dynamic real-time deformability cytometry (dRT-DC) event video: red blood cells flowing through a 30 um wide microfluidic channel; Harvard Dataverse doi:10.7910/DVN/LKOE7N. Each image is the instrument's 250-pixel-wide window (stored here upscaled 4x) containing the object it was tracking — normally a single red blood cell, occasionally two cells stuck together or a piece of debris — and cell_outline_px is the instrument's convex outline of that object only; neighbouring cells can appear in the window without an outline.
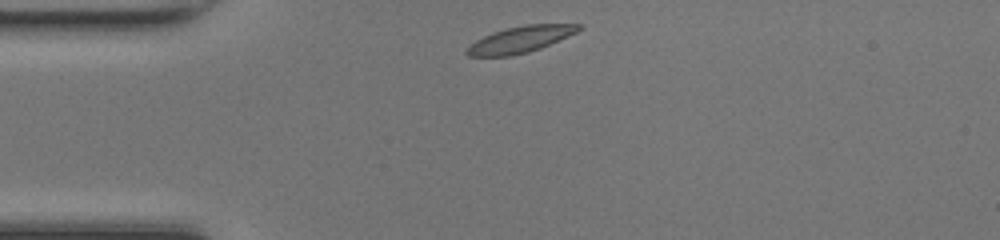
{"species": "common noctule bat (a hibernating species)", "species_latin": "Nyctalus noctula", "temperature_condition": "room temperature", "stored_images_in_passage": 32, "camera_frame_rate_fps": 3000, "um_per_image_px": 0.085, "animal": {"sex": "female", "body_mass_g": 17.0, "forearm_length_mm": 48.0}, "frame": {"image": 1, "passage_image": 1, "time_ms": 0.0, "image_size_px": [1000, 240], "cell_outline_px": [[584, 28], [576, 32], [540, 48], [528, 52], [512, 56], [468, 56], [464, 52], [476, 40], [492, 32], [504, 28], [524, 24], [580, 24]], "centroid_in_image_um": [44.22, 3.34], "position_along_channel_um": 40.8, "area_um2": 17.11}}
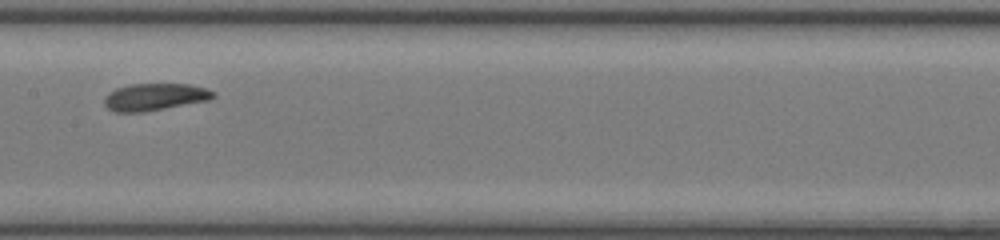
{"frame": {"image": 2, "passage_image": 14, "time_ms": 4.333, "image_size_px": [1000, 240], "cell_outline_px": [[216, 96], [208, 100], [144, 112], [116, 112], [108, 108], [104, 104], [104, 96], [108, 92], [116, 88], [132, 84], [188, 84], [204, 88], [216, 92]], "centroid_in_image_um": [13.13, 8.24], "position_along_channel_um": 194.3, "area_um2": 17.17}}
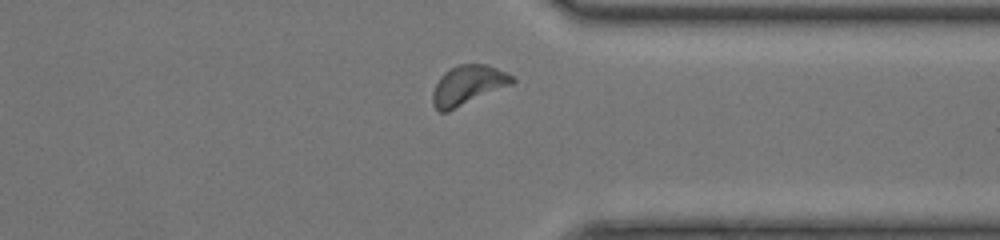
{"frame": {"image": 3, "passage_image": 27, "time_ms": 8.667, "image_size_px": [1000, 240], "cell_outline_px": [[516, 80], [512, 84], [448, 112], [440, 112], [432, 104], [432, 92], [440, 76], [444, 72], [456, 64], [488, 64], [508, 72]], "centroid_in_image_um": [39.77, 7.23], "position_along_channel_um": 371.6, "area_um2": 18.5}, "authors_computed_cell_mechanics": {"area_um2": 17.1377, "velocity_mm_per_s": 4.158, "shape_relaxation_time_tau1_ms": 1.0589, "shape_relaxation_time_tau2_ms": 4.6402, "deformation_change_tau1": 0.0564, "deformation_change_tau2": 0.1184}}